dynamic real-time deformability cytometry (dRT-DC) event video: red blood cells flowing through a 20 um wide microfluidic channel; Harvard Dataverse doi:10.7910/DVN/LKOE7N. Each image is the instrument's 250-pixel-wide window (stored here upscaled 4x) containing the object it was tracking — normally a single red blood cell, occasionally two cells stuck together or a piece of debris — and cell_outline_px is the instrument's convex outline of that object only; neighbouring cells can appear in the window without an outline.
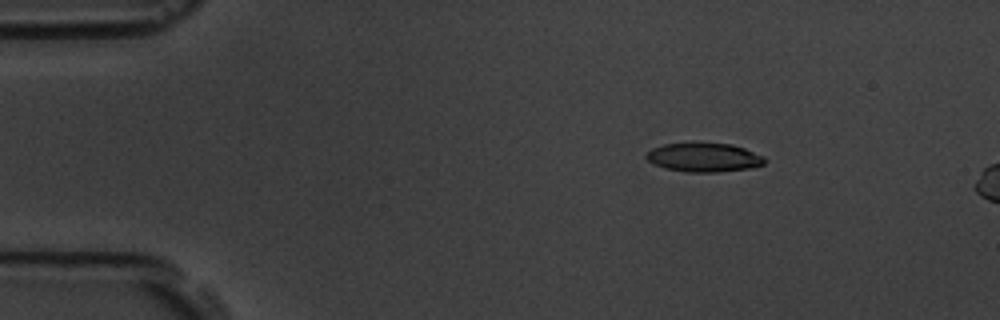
{"species": "common noctule bat (a hibernating species)", "species_latin": "Nyctalus noctula", "temperature_condition": "room temperature", "stored_images_in_passage": 9, "camera_frame_rate_fps": 3000, "um_per_image_px": 0.085, "animal": {"sex": "male", "body_mass_g": 19.5, "forearm_length_mm": 54.6}, "frame": {"image": 1, "passage_image": 2, "time_ms": 2.0, "image_size_px": [1000, 320], "cell_outline_px": [[764, 164], [752, 168], [716, 172], [688, 172], [664, 168], [648, 160], [644, 156], [652, 148], [664, 144], [692, 140], [696, 140], [732, 144], [744, 148], [764, 156]], "centroid_in_image_um": [59.81, 13.33], "position_along_channel_um": 25.2, "area_um2": 20.63}}
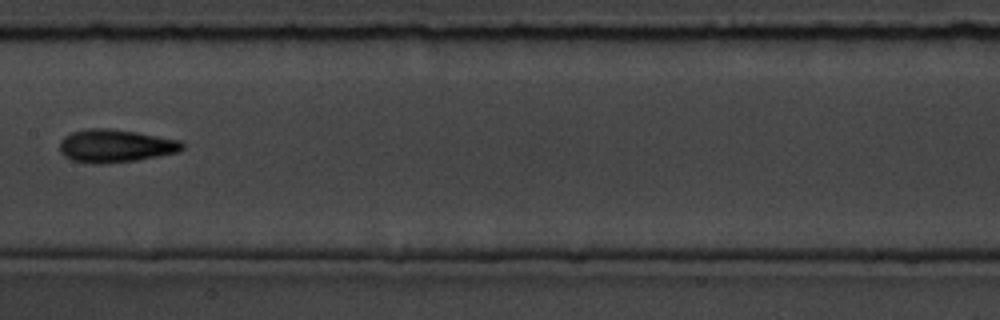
{"frame": {"image": 2, "passage_image": 7, "time_ms": 8.667, "image_size_px": [1000, 320], "cell_outline_px": [[184, 148], [180, 152], [136, 160], [100, 164], [92, 164], [72, 160], [64, 156], [60, 152], [60, 140], [64, 136], [72, 132], [88, 128], [108, 128], [136, 132], [180, 140], [184, 144]], "centroid_in_image_um": [9.8, 12.4], "position_along_channel_um": 197.6, "area_um2": 23.64}}
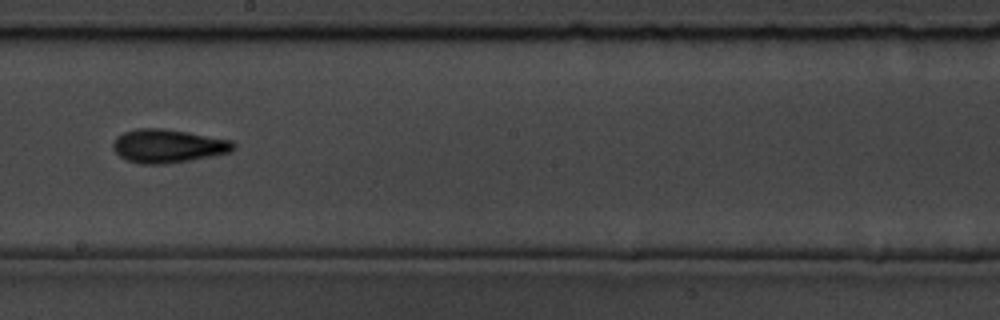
{"frame": {"image": 3, "passage_image": 8, "time_ms": 9.667, "image_size_px": [1000, 320], "cell_outline_px": [[236, 148], [232, 152], [188, 160], [164, 164], [140, 164], [128, 160], [120, 156], [112, 148], [112, 144], [116, 136], [124, 132], [136, 128], [160, 128], [188, 132], [232, 140], [236, 144]], "centroid_in_image_um": [14.28, 12.4], "position_along_channel_um": 233.9, "area_um2": 23.52}}